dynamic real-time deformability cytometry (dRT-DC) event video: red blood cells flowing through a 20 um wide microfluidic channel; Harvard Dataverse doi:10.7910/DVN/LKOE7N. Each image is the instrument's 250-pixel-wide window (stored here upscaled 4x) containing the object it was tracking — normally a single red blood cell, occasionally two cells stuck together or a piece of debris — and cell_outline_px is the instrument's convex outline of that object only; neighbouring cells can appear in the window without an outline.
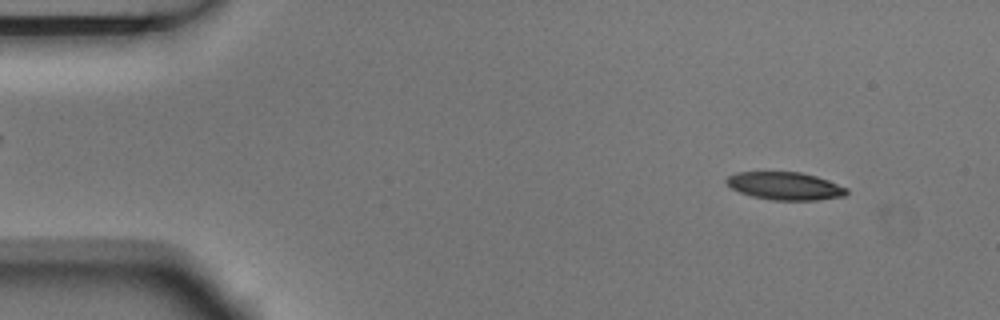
{"species": "Egyptian fruit bat (a non-hibernating species)", "species_latin": "Rousettus aegyptiacus", "temperature_condition": "room temperature", "stored_images_in_passage": 8, "camera_frame_rate_fps": 3000, "um_per_image_px": 0.085, "animal": {"sex": "male"}, "frame": {"image": 1, "passage_image": 1, "time_ms": 0.0, "image_size_px": [1000, 320], "cell_outline_px": [[848, 192], [844, 196], [816, 200], [772, 200], [752, 196], [740, 192], [732, 188], [724, 180], [728, 176], [736, 172], [800, 172], [816, 176], [828, 180], [848, 188]], "centroid_in_image_um": [66.73, 15.8], "position_along_channel_um": 18.3, "area_um2": 19.42}}
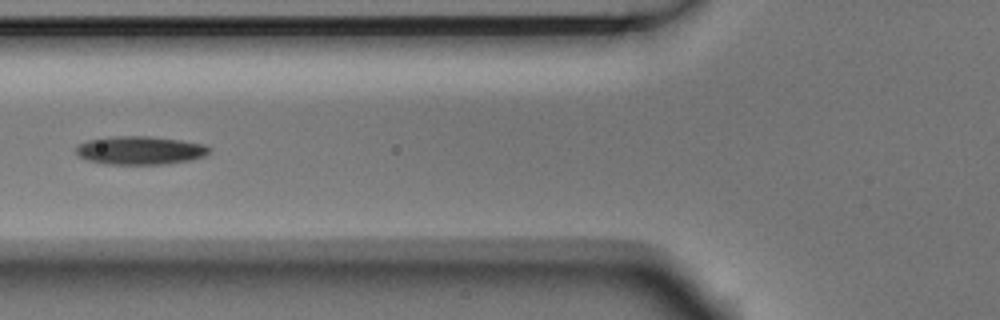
{"frame": {"image": 2, "passage_image": 5, "time_ms": 1.333, "image_size_px": [1000, 320], "cell_outline_px": [[212, 148], [204, 156], [188, 160], [160, 164], [104, 164], [88, 160], [80, 156], [76, 152], [76, 144], [88, 140], [116, 136], [148, 136], [180, 140], [204, 144]], "centroid_in_image_um": [11.88, 12.77], "position_along_channel_um": 113.9, "area_um2": 21.85}}
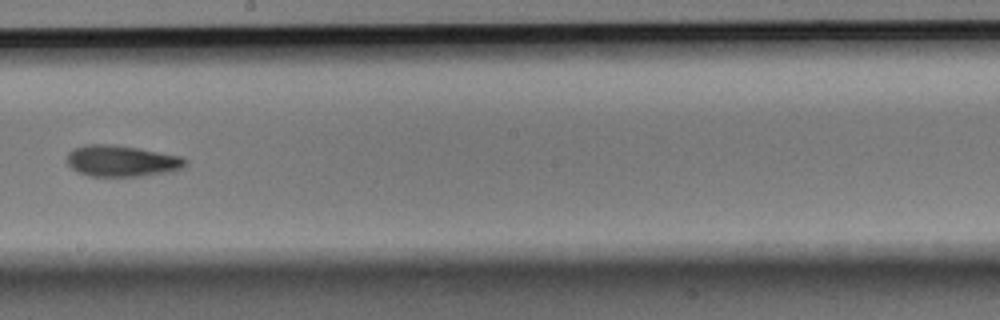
{"frame": {"image": 3, "passage_image": 8, "time_ms": 2.333, "image_size_px": [1000, 320], "cell_outline_px": [[188, 164], [184, 168], [164, 172], [140, 176], [92, 176], [76, 172], [68, 164], [68, 152], [72, 148], [84, 144], [112, 144], [136, 148], [180, 156], [188, 160]], "centroid_in_image_um": [10.32, 13.67], "position_along_channel_um": 237.9, "area_um2": 21.5}}